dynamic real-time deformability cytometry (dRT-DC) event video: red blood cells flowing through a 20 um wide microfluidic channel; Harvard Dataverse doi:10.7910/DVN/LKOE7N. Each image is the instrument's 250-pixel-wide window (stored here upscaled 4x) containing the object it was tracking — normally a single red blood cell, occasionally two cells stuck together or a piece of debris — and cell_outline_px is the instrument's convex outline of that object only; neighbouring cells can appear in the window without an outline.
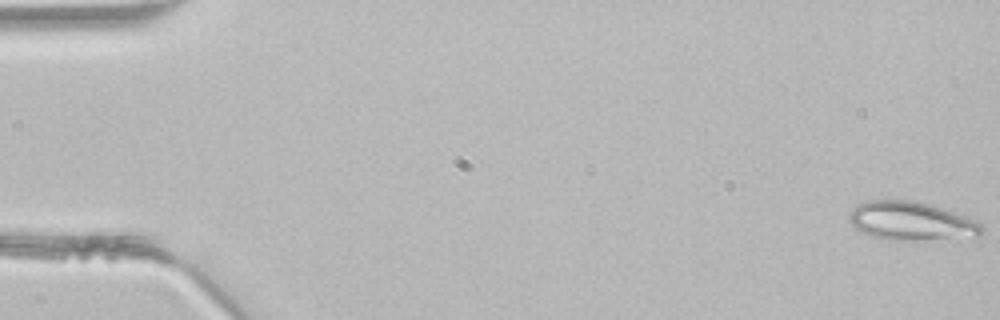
{"species": "common noctule bat (a hibernating species)", "species_latin": "Nyctalus noctula", "temperature_condition": "room temperature", "stored_images_in_passage": 46, "camera_frame_rate_fps": 3000, "um_per_image_px": 0.085, "animal": {"sex": "male", "body_mass_g": 21.5, "forearm_length_mm": 52.0}, "frame": {"image": 1, "passage_image": 1, "time_ms": 0.0, "image_size_px": [1000, 320], "cell_outline_px": [[984, 228], [976, 236], [916, 240], [888, 240], [872, 236], [856, 228], [848, 220], [848, 216], [852, 208], [856, 204], [868, 200], [908, 200], [932, 204], [964, 216], [984, 224]], "centroid_in_image_um": [77.41, 18.77], "position_along_channel_um": 7.6, "area_um2": 29.65}}
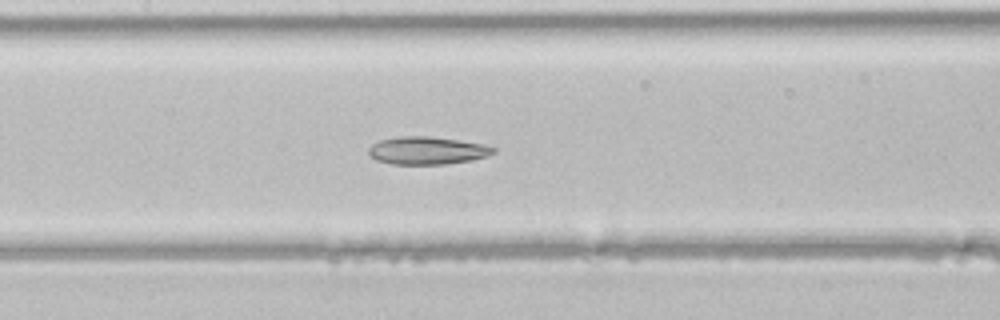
{"frame": {"image": 2, "passage_image": 22, "time_ms": 7.0, "image_size_px": [1000, 320], "cell_outline_px": [[496, 152], [488, 156], [472, 160], [444, 164], [392, 164], [376, 160], [368, 156], [368, 148], [372, 144], [380, 140], [400, 136], [424, 136], [460, 140], [484, 144], [496, 148]], "centroid_in_image_um": [36.3, 12.8], "position_along_channel_um": 171.1, "area_um2": 20.29}}
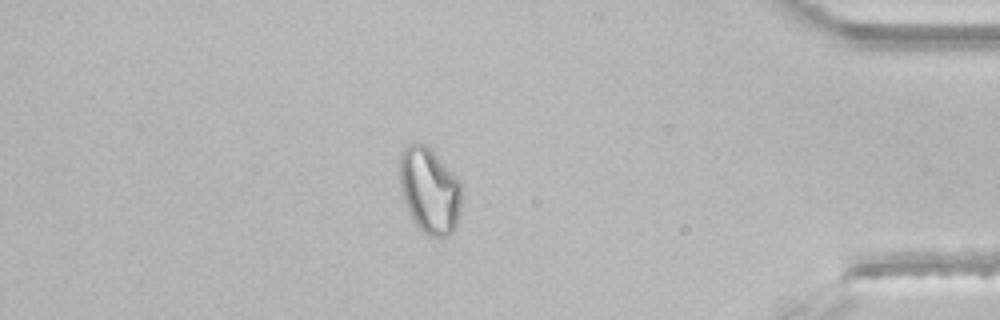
{"frame": {"image": 3, "passage_image": 40, "time_ms": 13.0, "image_size_px": [1000, 320], "cell_outline_px": [[460, 204], [456, 224], [452, 232], [444, 236], [428, 236], [412, 220], [404, 200], [400, 188], [400, 152], [408, 144], [424, 144], [432, 148], [460, 184]], "centroid_in_image_um": [36.47, 16.17], "position_along_channel_um": 398.7, "area_um2": 30.46}}